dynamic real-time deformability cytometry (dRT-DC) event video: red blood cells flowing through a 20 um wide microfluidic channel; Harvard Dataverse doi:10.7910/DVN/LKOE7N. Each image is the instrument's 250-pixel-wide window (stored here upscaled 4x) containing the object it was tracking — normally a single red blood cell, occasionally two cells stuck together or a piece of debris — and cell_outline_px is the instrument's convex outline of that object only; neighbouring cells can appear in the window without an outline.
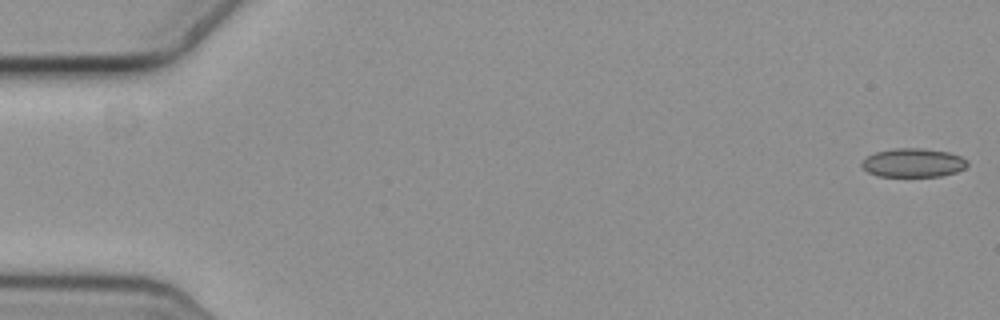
{"species": "common noctule bat (a hibernating species)", "species_latin": "Nyctalus noctula", "temperature_condition": "cold", "stored_images_in_passage": 14, "camera_frame_rate_fps": 3000, "um_per_image_px": 0.085, "animal": {"sex": "female", "body_mass_g": 19.3, "forearm_length_mm": 54.1}, "frame": {"image": 1, "passage_image": 1, "time_ms": 0.0, "image_size_px": [1000, 320], "cell_outline_px": [[968, 164], [964, 168], [956, 172], [940, 176], [876, 176], [868, 172], [860, 164], [868, 156], [876, 152], [896, 148], [924, 148], [948, 152], [960, 156], [968, 160]], "centroid_in_image_um": [77.63, 13.83], "position_along_channel_um": 7.4, "area_um2": 17.63}}